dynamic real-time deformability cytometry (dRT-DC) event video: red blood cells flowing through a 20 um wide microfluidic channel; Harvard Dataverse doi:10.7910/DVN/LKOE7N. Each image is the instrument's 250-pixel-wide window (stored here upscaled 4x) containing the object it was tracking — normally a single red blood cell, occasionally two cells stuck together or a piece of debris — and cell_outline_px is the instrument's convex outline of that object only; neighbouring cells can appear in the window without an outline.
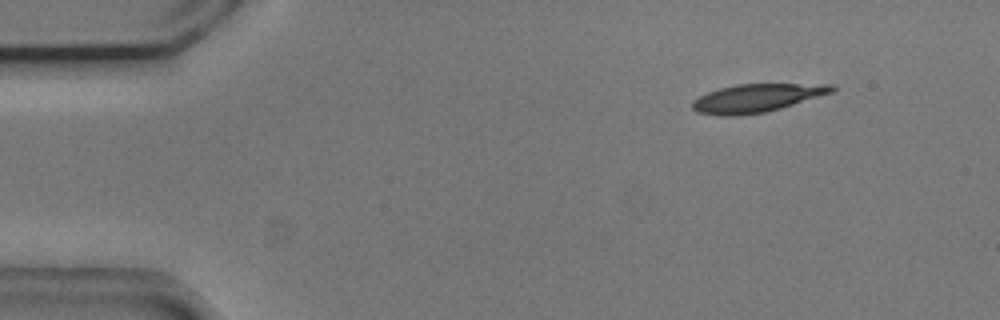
{"species": "common noctule bat (a hibernating species)", "species_latin": "Nyctalus noctula", "temperature_condition": "cold", "stored_images_in_passage": 6, "camera_frame_rate_fps": 3000, "um_per_image_px": 0.085, "animal": {"sex": "male", "body_mass_g": 20.5, "forearm_length_mm": 52.5}, "frame": {"image": 1, "passage_image": 1, "time_ms": 0.0, "image_size_px": [1000, 320], "cell_outline_px": [[836, 88], [832, 92], [780, 108], [764, 112], [736, 116], [716, 116], [696, 112], [692, 108], [692, 100], [708, 92], [720, 88], [736, 84], [836, 84]], "centroid_in_image_um": [64.28, 8.34], "position_along_channel_um": 20.7, "area_um2": 22.83}}